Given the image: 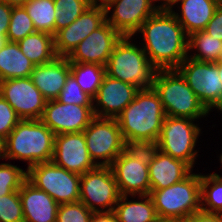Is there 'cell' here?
Segmentation results:
<instances>
[{"label": "cell", "instance_id": "6da1fadb", "mask_svg": "<svg viewBox=\"0 0 222 222\" xmlns=\"http://www.w3.org/2000/svg\"><path fill=\"white\" fill-rule=\"evenodd\" d=\"M137 32H141L142 49L157 70L176 69L188 56V35L170 10L159 9Z\"/></svg>", "mask_w": 222, "mask_h": 222}, {"label": "cell", "instance_id": "7a4b0ae2", "mask_svg": "<svg viewBox=\"0 0 222 222\" xmlns=\"http://www.w3.org/2000/svg\"><path fill=\"white\" fill-rule=\"evenodd\" d=\"M166 117L153 87L140 89L135 99L116 118L127 146H154Z\"/></svg>", "mask_w": 222, "mask_h": 222}, {"label": "cell", "instance_id": "3957f363", "mask_svg": "<svg viewBox=\"0 0 222 222\" xmlns=\"http://www.w3.org/2000/svg\"><path fill=\"white\" fill-rule=\"evenodd\" d=\"M55 134L40 120H21L5 138L6 159L28 162V167L51 162Z\"/></svg>", "mask_w": 222, "mask_h": 222}, {"label": "cell", "instance_id": "277c9868", "mask_svg": "<svg viewBox=\"0 0 222 222\" xmlns=\"http://www.w3.org/2000/svg\"><path fill=\"white\" fill-rule=\"evenodd\" d=\"M161 222H181L201 210V174L190 173L185 179L160 190H150Z\"/></svg>", "mask_w": 222, "mask_h": 222}, {"label": "cell", "instance_id": "5b68a950", "mask_svg": "<svg viewBox=\"0 0 222 222\" xmlns=\"http://www.w3.org/2000/svg\"><path fill=\"white\" fill-rule=\"evenodd\" d=\"M152 87L161 100L166 116L195 120L209 114L176 69L157 70Z\"/></svg>", "mask_w": 222, "mask_h": 222}, {"label": "cell", "instance_id": "8992f818", "mask_svg": "<svg viewBox=\"0 0 222 222\" xmlns=\"http://www.w3.org/2000/svg\"><path fill=\"white\" fill-rule=\"evenodd\" d=\"M130 36H122L116 43L106 64V75L132 84L140 89L152 87L157 69L151 64L146 53Z\"/></svg>", "mask_w": 222, "mask_h": 222}, {"label": "cell", "instance_id": "52a82bcc", "mask_svg": "<svg viewBox=\"0 0 222 222\" xmlns=\"http://www.w3.org/2000/svg\"><path fill=\"white\" fill-rule=\"evenodd\" d=\"M150 146H128L111 164L121 195L150 194Z\"/></svg>", "mask_w": 222, "mask_h": 222}, {"label": "cell", "instance_id": "ba28073f", "mask_svg": "<svg viewBox=\"0 0 222 222\" xmlns=\"http://www.w3.org/2000/svg\"><path fill=\"white\" fill-rule=\"evenodd\" d=\"M27 180L36 188L45 191L58 204L80 200L81 175L67 171L52 161L27 168Z\"/></svg>", "mask_w": 222, "mask_h": 222}, {"label": "cell", "instance_id": "9c48e42d", "mask_svg": "<svg viewBox=\"0 0 222 222\" xmlns=\"http://www.w3.org/2000/svg\"><path fill=\"white\" fill-rule=\"evenodd\" d=\"M189 118L166 116L161 133L154 145L162 153L194 167L198 151L194 150L201 129Z\"/></svg>", "mask_w": 222, "mask_h": 222}, {"label": "cell", "instance_id": "30bf717a", "mask_svg": "<svg viewBox=\"0 0 222 222\" xmlns=\"http://www.w3.org/2000/svg\"><path fill=\"white\" fill-rule=\"evenodd\" d=\"M83 133L89 156L97 166L110 167L113 161L128 147L116 118L95 116ZM97 159L103 161L98 162Z\"/></svg>", "mask_w": 222, "mask_h": 222}, {"label": "cell", "instance_id": "8fae6325", "mask_svg": "<svg viewBox=\"0 0 222 222\" xmlns=\"http://www.w3.org/2000/svg\"><path fill=\"white\" fill-rule=\"evenodd\" d=\"M176 70L208 111L216 108L222 113V83L215 62L196 61L187 57Z\"/></svg>", "mask_w": 222, "mask_h": 222}, {"label": "cell", "instance_id": "7c38bea8", "mask_svg": "<svg viewBox=\"0 0 222 222\" xmlns=\"http://www.w3.org/2000/svg\"><path fill=\"white\" fill-rule=\"evenodd\" d=\"M121 194L109 166H96L81 175L80 200L92 212H111Z\"/></svg>", "mask_w": 222, "mask_h": 222}, {"label": "cell", "instance_id": "4fadbf2b", "mask_svg": "<svg viewBox=\"0 0 222 222\" xmlns=\"http://www.w3.org/2000/svg\"><path fill=\"white\" fill-rule=\"evenodd\" d=\"M0 95L21 120L41 119L47 100L30 77L0 81Z\"/></svg>", "mask_w": 222, "mask_h": 222}, {"label": "cell", "instance_id": "5bb4252c", "mask_svg": "<svg viewBox=\"0 0 222 222\" xmlns=\"http://www.w3.org/2000/svg\"><path fill=\"white\" fill-rule=\"evenodd\" d=\"M95 117L93 106L46 101L41 121L55 134L83 132Z\"/></svg>", "mask_w": 222, "mask_h": 222}, {"label": "cell", "instance_id": "9a60e30c", "mask_svg": "<svg viewBox=\"0 0 222 222\" xmlns=\"http://www.w3.org/2000/svg\"><path fill=\"white\" fill-rule=\"evenodd\" d=\"M158 0H113L107 6L106 21L122 36H134L142 23L159 10ZM154 2V3H153ZM153 3V4H152ZM111 9V17L108 16Z\"/></svg>", "mask_w": 222, "mask_h": 222}, {"label": "cell", "instance_id": "2e32d148", "mask_svg": "<svg viewBox=\"0 0 222 222\" xmlns=\"http://www.w3.org/2000/svg\"><path fill=\"white\" fill-rule=\"evenodd\" d=\"M106 21L105 7L91 5L69 26L54 35L57 57H68L77 45Z\"/></svg>", "mask_w": 222, "mask_h": 222}, {"label": "cell", "instance_id": "e0dca14e", "mask_svg": "<svg viewBox=\"0 0 222 222\" xmlns=\"http://www.w3.org/2000/svg\"><path fill=\"white\" fill-rule=\"evenodd\" d=\"M122 35L107 21L95 29L67 57L69 62L106 66L116 43Z\"/></svg>", "mask_w": 222, "mask_h": 222}, {"label": "cell", "instance_id": "ac0fdd59", "mask_svg": "<svg viewBox=\"0 0 222 222\" xmlns=\"http://www.w3.org/2000/svg\"><path fill=\"white\" fill-rule=\"evenodd\" d=\"M52 162L79 175L97 166L89 156L83 132L55 135Z\"/></svg>", "mask_w": 222, "mask_h": 222}, {"label": "cell", "instance_id": "d6986e66", "mask_svg": "<svg viewBox=\"0 0 222 222\" xmlns=\"http://www.w3.org/2000/svg\"><path fill=\"white\" fill-rule=\"evenodd\" d=\"M140 88L105 75L102 85L93 98V112L100 118H117L135 99ZM100 108V109H99Z\"/></svg>", "mask_w": 222, "mask_h": 222}, {"label": "cell", "instance_id": "ffe728a7", "mask_svg": "<svg viewBox=\"0 0 222 222\" xmlns=\"http://www.w3.org/2000/svg\"><path fill=\"white\" fill-rule=\"evenodd\" d=\"M148 168L150 190L169 187L185 179L193 170L186 162L164 154L154 146H150Z\"/></svg>", "mask_w": 222, "mask_h": 222}, {"label": "cell", "instance_id": "44dd1931", "mask_svg": "<svg viewBox=\"0 0 222 222\" xmlns=\"http://www.w3.org/2000/svg\"><path fill=\"white\" fill-rule=\"evenodd\" d=\"M24 222H56L59 204L27 179L19 189Z\"/></svg>", "mask_w": 222, "mask_h": 222}, {"label": "cell", "instance_id": "7402d4cb", "mask_svg": "<svg viewBox=\"0 0 222 222\" xmlns=\"http://www.w3.org/2000/svg\"><path fill=\"white\" fill-rule=\"evenodd\" d=\"M70 75V62L67 57H56L52 62L34 66L30 78L48 100L57 99Z\"/></svg>", "mask_w": 222, "mask_h": 222}, {"label": "cell", "instance_id": "603a6c76", "mask_svg": "<svg viewBox=\"0 0 222 222\" xmlns=\"http://www.w3.org/2000/svg\"><path fill=\"white\" fill-rule=\"evenodd\" d=\"M180 15L170 10L189 36L204 30L219 4L214 0H181Z\"/></svg>", "mask_w": 222, "mask_h": 222}, {"label": "cell", "instance_id": "cb8c5ba5", "mask_svg": "<svg viewBox=\"0 0 222 222\" xmlns=\"http://www.w3.org/2000/svg\"><path fill=\"white\" fill-rule=\"evenodd\" d=\"M34 66L22 53L17 42L8 41L0 49V81L30 77Z\"/></svg>", "mask_w": 222, "mask_h": 222}, {"label": "cell", "instance_id": "d4e9b609", "mask_svg": "<svg viewBox=\"0 0 222 222\" xmlns=\"http://www.w3.org/2000/svg\"><path fill=\"white\" fill-rule=\"evenodd\" d=\"M127 197L121 195L114 207L118 222H161L149 194L138 195L142 201H128Z\"/></svg>", "mask_w": 222, "mask_h": 222}, {"label": "cell", "instance_id": "484cf974", "mask_svg": "<svg viewBox=\"0 0 222 222\" xmlns=\"http://www.w3.org/2000/svg\"><path fill=\"white\" fill-rule=\"evenodd\" d=\"M22 53L35 65L52 62L56 57L54 36L46 32L36 31L19 40Z\"/></svg>", "mask_w": 222, "mask_h": 222}, {"label": "cell", "instance_id": "4316f807", "mask_svg": "<svg viewBox=\"0 0 222 222\" xmlns=\"http://www.w3.org/2000/svg\"><path fill=\"white\" fill-rule=\"evenodd\" d=\"M197 49L194 55L187 56L196 61L217 62L222 53V40L209 35L204 30L196 31L188 36V51Z\"/></svg>", "mask_w": 222, "mask_h": 222}, {"label": "cell", "instance_id": "83f0119b", "mask_svg": "<svg viewBox=\"0 0 222 222\" xmlns=\"http://www.w3.org/2000/svg\"><path fill=\"white\" fill-rule=\"evenodd\" d=\"M70 74L76 79L81 89L94 98L106 75V67L91 63L70 62Z\"/></svg>", "mask_w": 222, "mask_h": 222}, {"label": "cell", "instance_id": "f1b7e54d", "mask_svg": "<svg viewBox=\"0 0 222 222\" xmlns=\"http://www.w3.org/2000/svg\"><path fill=\"white\" fill-rule=\"evenodd\" d=\"M38 32L55 35L56 6L54 0H28L23 5Z\"/></svg>", "mask_w": 222, "mask_h": 222}, {"label": "cell", "instance_id": "f546056e", "mask_svg": "<svg viewBox=\"0 0 222 222\" xmlns=\"http://www.w3.org/2000/svg\"><path fill=\"white\" fill-rule=\"evenodd\" d=\"M201 210L222 215V177L201 174Z\"/></svg>", "mask_w": 222, "mask_h": 222}, {"label": "cell", "instance_id": "4dcf8cb0", "mask_svg": "<svg viewBox=\"0 0 222 222\" xmlns=\"http://www.w3.org/2000/svg\"><path fill=\"white\" fill-rule=\"evenodd\" d=\"M56 6L55 34L60 29L69 26L89 6L91 0H54Z\"/></svg>", "mask_w": 222, "mask_h": 222}, {"label": "cell", "instance_id": "1f68e13d", "mask_svg": "<svg viewBox=\"0 0 222 222\" xmlns=\"http://www.w3.org/2000/svg\"><path fill=\"white\" fill-rule=\"evenodd\" d=\"M32 19L24 6L12 7L7 39L10 42H18L27 35L35 33Z\"/></svg>", "mask_w": 222, "mask_h": 222}, {"label": "cell", "instance_id": "d6a6232c", "mask_svg": "<svg viewBox=\"0 0 222 222\" xmlns=\"http://www.w3.org/2000/svg\"><path fill=\"white\" fill-rule=\"evenodd\" d=\"M27 178V171L9 163L0 164V196L19 191Z\"/></svg>", "mask_w": 222, "mask_h": 222}, {"label": "cell", "instance_id": "836d02e7", "mask_svg": "<svg viewBox=\"0 0 222 222\" xmlns=\"http://www.w3.org/2000/svg\"><path fill=\"white\" fill-rule=\"evenodd\" d=\"M57 100L65 104L93 106V98L85 93L76 79L70 74Z\"/></svg>", "mask_w": 222, "mask_h": 222}, {"label": "cell", "instance_id": "e575fe53", "mask_svg": "<svg viewBox=\"0 0 222 222\" xmlns=\"http://www.w3.org/2000/svg\"><path fill=\"white\" fill-rule=\"evenodd\" d=\"M93 213L81 201L59 204L56 222H90Z\"/></svg>", "mask_w": 222, "mask_h": 222}, {"label": "cell", "instance_id": "d590c367", "mask_svg": "<svg viewBox=\"0 0 222 222\" xmlns=\"http://www.w3.org/2000/svg\"><path fill=\"white\" fill-rule=\"evenodd\" d=\"M0 222H24L19 191L0 196Z\"/></svg>", "mask_w": 222, "mask_h": 222}, {"label": "cell", "instance_id": "8d00e7d4", "mask_svg": "<svg viewBox=\"0 0 222 222\" xmlns=\"http://www.w3.org/2000/svg\"><path fill=\"white\" fill-rule=\"evenodd\" d=\"M20 121L12 106L0 95V136L5 139Z\"/></svg>", "mask_w": 222, "mask_h": 222}, {"label": "cell", "instance_id": "74e56055", "mask_svg": "<svg viewBox=\"0 0 222 222\" xmlns=\"http://www.w3.org/2000/svg\"><path fill=\"white\" fill-rule=\"evenodd\" d=\"M204 31L215 38L222 40V5H219L212 19L206 25Z\"/></svg>", "mask_w": 222, "mask_h": 222}, {"label": "cell", "instance_id": "f35d334b", "mask_svg": "<svg viewBox=\"0 0 222 222\" xmlns=\"http://www.w3.org/2000/svg\"><path fill=\"white\" fill-rule=\"evenodd\" d=\"M12 7L0 0V34L7 35L8 33Z\"/></svg>", "mask_w": 222, "mask_h": 222}, {"label": "cell", "instance_id": "ab89813d", "mask_svg": "<svg viewBox=\"0 0 222 222\" xmlns=\"http://www.w3.org/2000/svg\"><path fill=\"white\" fill-rule=\"evenodd\" d=\"M181 222H222V215L200 210Z\"/></svg>", "mask_w": 222, "mask_h": 222}, {"label": "cell", "instance_id": "60d3db41", "mask_svg": "<svg viewBox=\"0 0 222 222\" xmlns=\"http://www.w3.org/2000/svg\"><path fill=\"white\" fill-rule=\"evenodd\" d=\"M90 222H118V220L113 211L94 212Z\"/></svg>", "mask_w": 222, "mask_h": 222}, {"label": "cell", "instance_id": "b9f144b4", "mask_svg": "<svg viewBox=\"0 0 222 222\" xmlns=\"http://www.w3.org/2000/svg\"><path fill=\"white\" fill-rule=\"evenodd\" d=\"M163 1L164 3L160 4L159 9L161 10H172V7L179 3L181 0H158Z\"/></svg>", "mask_w": 222, "mask_h": 222}, {"label": "cell", "instance_id": "7bdbcfd3", "mask_svg": "<svg viewBox=\"0 0 222 222\" xmlns=\"http://www.w3.org/2000/svg\"><path fill=\"white\" fill-rule=\"evenodd\" d=\"M0 159H6L5 139L0 136Z\"/></svg>", "mask_w": 222, "mask_h": 222}, {"label": "cell", "instance_id": "ee69618b", "mask_svg": "<svg viewBox=\"0 0 222 222\" xmlns=\"http://www.w3.org/2000/svg\"><path fill=\"white\" fill-rule=\"evenodd\" d=\"M11 6H23L28 0H2Z\"/></svg>", "mask_w": 222, "mask_h": 222}, {"label": "cell", "instance_id": "f6af8a7d", "mask_svg": "<svg viewBox=\"0 0 222 222\" xmlns=\"http://www.w3.org/2000/svg\"><path fill=\"white\" fill-rule=\"evenodd\" d=\"M113 0H91V3L96 6H107ZM99 2V3H98Z\"/></svg>", "mask_w": 222, "mask_h": 222}, {"label": "cell", "instance_id": "bcb514c9", "mask_svg": "<svg viewBox=\"0 0 222 222\" xmlns=\"http://www.w3.org/2000/svg\"><path fill=\"white\" fill-rule=\"evenodd\" d=\"M8 42L7 35L0 34V49Z\"/></svg>", "mask_w": 222, "mask_h": 222}, {"label": "cell", "instance_id": "7dc6e473", "mask_svg": "<svg viewBox=\"0 0 222 222\" xmlns=\"http://www.w3.org/2000/svg\"><path fill=\"white\" fill-rule=\"evenodd\" d=\"M217 66L219 67V76H220V82L222 83V61L215 62Z\"/></svg>", "mask_w": 222, "mask_h": 222}, {"label": "cell", "instance_id": "c3c4849f", "mask_svg": "<svg viewBox=\"0 0 222 222\" xmlns=\"http://www.w3.org/2000/svg\"><path fill=\"white\" fill-rule=\"evenodd\" d=\"M216 1L219 5H222V0H214Z\"/></svg>", "mask_w": 222, "mask_h": 222}, {"label": "cell", "instance_id": "681fc988", "mask_svg": "<svg viewBox=\"0 0 222 222\" xmlns=\"http://www.w3.org/2000/svg\"><path fill=\"white\" fill-rule=\"evenodd\" d=\"M220 162L222 163V153L220 154ZM222 165V164H221Z\"/></svg>", "mask_w": 222, "mask_h": 222}]
</instances>
